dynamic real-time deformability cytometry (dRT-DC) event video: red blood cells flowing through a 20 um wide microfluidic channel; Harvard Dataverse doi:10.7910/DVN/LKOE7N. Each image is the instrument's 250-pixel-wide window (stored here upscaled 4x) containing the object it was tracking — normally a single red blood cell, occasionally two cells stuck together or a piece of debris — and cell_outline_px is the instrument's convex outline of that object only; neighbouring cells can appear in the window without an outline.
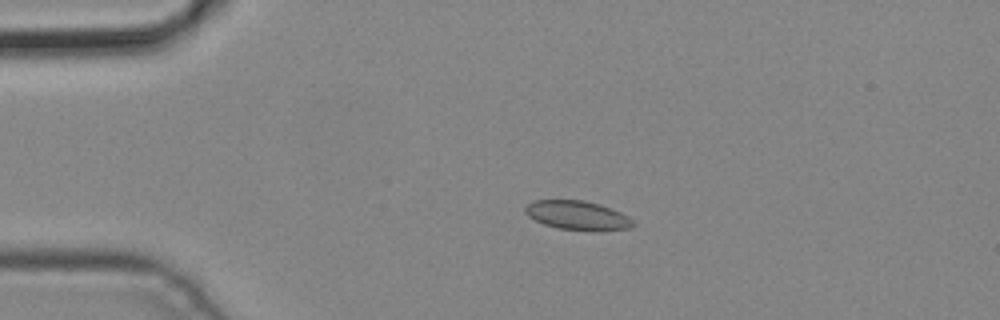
{"species": "common noctule bat (a hibernating species)", "species_latin": "Nyctalus noctula", "temperature_condition": "cold", "stored_images_in_passage": 4, "camera_frame_rate_fps": 3000, "um_per_image_px": 0.085, "animal": {"sex": "male", "body_mass_g": 19.2, "forearm_length_mm": 51.8}, "frame": {"image": 1, "passage_image": 3, "time_ms": 0.667, "image_size_px": [1000, 320], "cell_outline_px": [[636, 224], [628, 228], [600, 232], [556, 228], [544, 224], [528, 216], [524, 212], [524, 208], [532, 200], [584, 200], [600, 204], [620, 212], [628, 216]], "centroid_in_image_um": [49.09, 18.32], "position_along_channel_um": 35.9, "area_um2": 18.5}}